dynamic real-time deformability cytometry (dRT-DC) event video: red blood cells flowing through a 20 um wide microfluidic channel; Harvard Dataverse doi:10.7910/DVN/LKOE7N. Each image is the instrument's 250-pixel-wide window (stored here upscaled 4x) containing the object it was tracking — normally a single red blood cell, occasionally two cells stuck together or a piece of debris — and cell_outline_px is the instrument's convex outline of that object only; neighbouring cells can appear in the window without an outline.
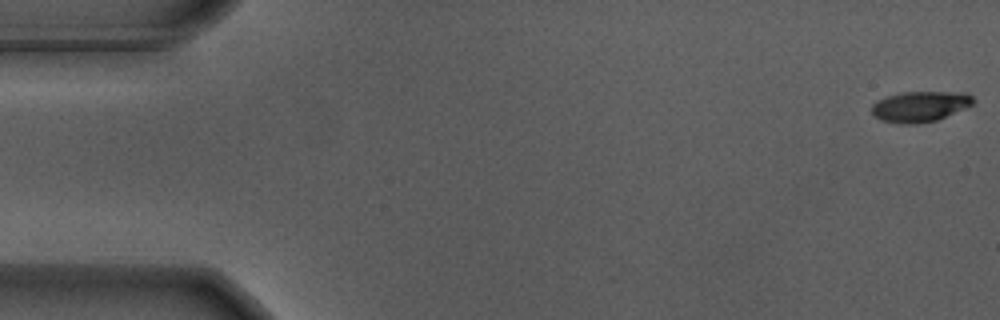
{"species": "Egyptian fruit bat (a non-hibernating species)", "species_latin": "Rousettus aegyptiacus", "temperature_condition": "warm", "stored_images_in_passage": 56, "camera_frame_rate_fps": 3000, "um_per_image_px": 0.085, "animal": {"sex": "male"}, "frame": {"image": 1, "passage_image": 1, "time_ms": 0.0, "image_size_px": [1000, 320], "cell_outline_px": [[976, 100], [972, 104], [964, 108], [936, 120], [916, 124], [900, 124], [880, 120], [872, 112], [872, 104], [876, 100], [888, 96], [904, 92], [968, 92]], "centroid_in_image_um": [78.2, 9.04], "position_along_channel_um": 6.8, "area_um2": 18.03}}
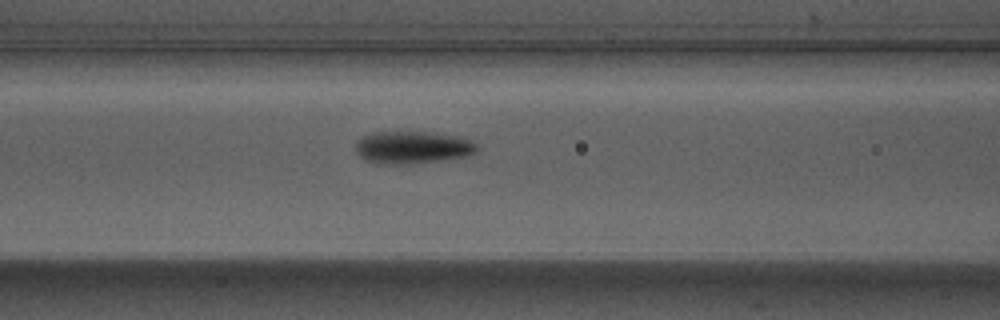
{"frame": {"image": 2, "passage_image": 23, "time_ms": 7.333, "image_size_px": [1000, 320], "cell_outline_px": [[480, 148], [476, 152], [464, 156], [432, 160], [368, 160], [356, 148], [356, 140], [372, 132], [428, 132], [456, 136], [468, 140], [476, 144]], "centroid_in_image_um": [35.14, 12.43], "position_along_channel_um": 131.5, "area_um2": 20.92}}
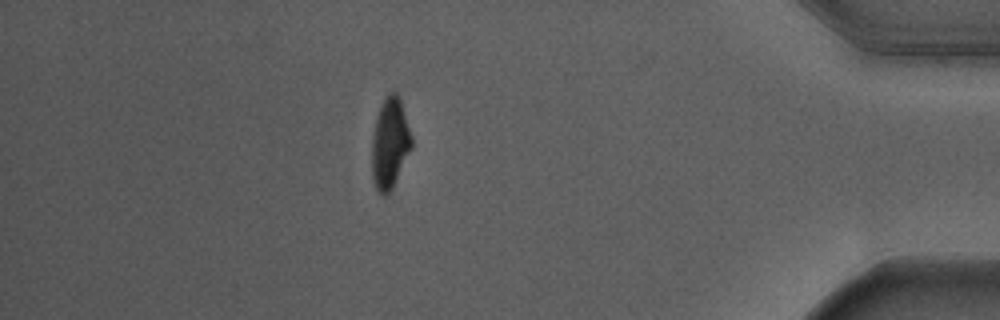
{"frame": {"image": 3, "passage_image": 49, "time_ms": 16.0, "image_size_px": [1000, 320], "cell_outline_px": [[412, 148], [388, 196], [384, 196], [376, 188], [372, 176], [372, 136], [376, 116], [388, 92], [396, 88], [400, 96], [412, 136]], "centroid_in_image_um": [33.15, 12.13], "position_along_channel_um": 402.0, "area_um2": 21.27}, "authors_computed_cell_mechanics": {"area_um2": 20.7791, "velocity_mm_per_s": 3.6757, "shape_relaxation_time_tau1_ms": 2.7783, "shape_relaxation_time_tau2_ms": 1.7297, "deformation_change_tau1": 0.189, "deformation_change_tau2": 0.0685}}